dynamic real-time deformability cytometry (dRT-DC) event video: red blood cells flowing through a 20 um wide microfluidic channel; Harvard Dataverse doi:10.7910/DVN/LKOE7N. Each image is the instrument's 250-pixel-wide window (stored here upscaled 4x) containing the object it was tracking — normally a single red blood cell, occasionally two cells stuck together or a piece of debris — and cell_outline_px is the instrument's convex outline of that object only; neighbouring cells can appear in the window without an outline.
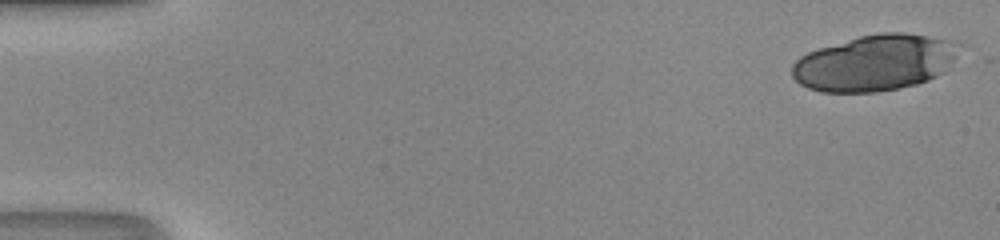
{"species": "human", "species_latin": "Homo sapiens", "temperature_condition": "room temperature", "stored_images_in_passage": 9, "camera_frame_rate_fps": 3000, "um_per_image_px": 0.085, "donor": {"sex": "male"}, "frame": {"image": 1, "passage_image": 1, "time_ms": 0.0, "image_size_px": [1000, 240], "cell_outline_px": [[968, 44], [944, 72], [928, 80], [916, 84], [876, 92], [820, 92], [808, 88], [800, 84], [792, 76], [792, 64], [800, 56], [816, 48], [860, 36], [880, 32], [904, 32], [960, 40]], "centroid_in_image_um": [74.46, 5.3], "position_along_channel_um": 10.5, "area_um2": 55.72}}